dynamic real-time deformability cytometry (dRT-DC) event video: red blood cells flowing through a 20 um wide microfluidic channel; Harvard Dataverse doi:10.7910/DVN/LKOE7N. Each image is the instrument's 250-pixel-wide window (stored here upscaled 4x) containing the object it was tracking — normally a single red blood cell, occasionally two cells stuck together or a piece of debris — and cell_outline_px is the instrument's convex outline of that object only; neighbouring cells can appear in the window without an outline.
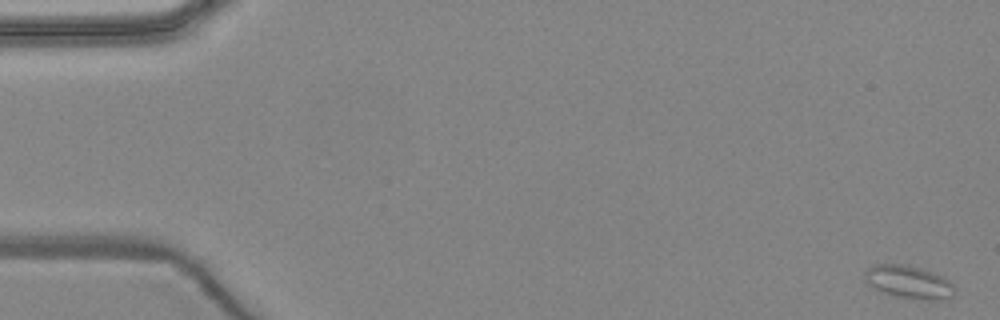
{"species": "common noctule bat (a hibernating species)", "species_latin": "Nyctalus noctula", "temperature_condition": "warm", "stored_images_in_passage": 5, "camera_frame_rate_fps": 3000, "um_per_image_px": 0.085, "animal": {"sex": "female", "body_mass_g": 24.6, "forearm_length_mm": 56.2}, "frame": {"image": 1, "passage_image": 1, "time_ms": 0.0, "image_size_px": [1000, 320], "cell_outline_px": [[952, 296], [936, 300], [924, 300], [900, 296], [884, 292], [872, 288], [864, 280], [864, 272], [868, 268], [876, 264], [908, 264], [944, 276], [952, 284]], "centroid_in_image_um": [77.2, 23.95], "position_along_channel_um": 7.8, "area_um2": 17.05}}
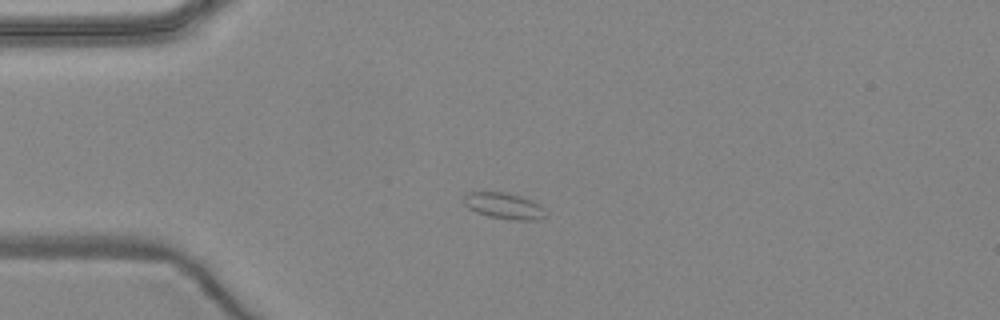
{"frame": {"image": 2, "passage_image": 3, "time_ms": 4.0, "image_size_px": [1000, 320], "cell_outline_px": [[544, 216], [540, 220], [516, 220], [488, 216], [476, 212], [468, 208], [464, 204], [464, 196], [468, 192], [508, 192], [532, 200], [544, 208]], "centroid_in_image_um": [42.83, 17.49], "position_along_channel_um": 42.2, "area_um2": 12.43}}
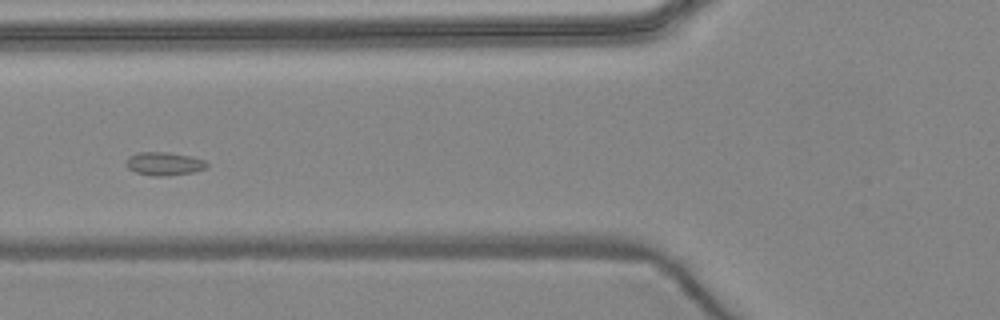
{"frame": {"image": 3, "passage_image": 5, "time_ms": 6.333, "image_size_px": [1000, 320], "cell_outline_px": [[208, 164], [204, 168], [192, 172], [164, 176], [156, 176], [136, 172], [128, 168], [124, 164], [128, 156], [136, 152], [168, 152], [192, 156], [204, 160]], "centroid_in_image_um": [13.9, 13.9], "position_along_channel_um": 111.9, "area_um2": 10.92}}